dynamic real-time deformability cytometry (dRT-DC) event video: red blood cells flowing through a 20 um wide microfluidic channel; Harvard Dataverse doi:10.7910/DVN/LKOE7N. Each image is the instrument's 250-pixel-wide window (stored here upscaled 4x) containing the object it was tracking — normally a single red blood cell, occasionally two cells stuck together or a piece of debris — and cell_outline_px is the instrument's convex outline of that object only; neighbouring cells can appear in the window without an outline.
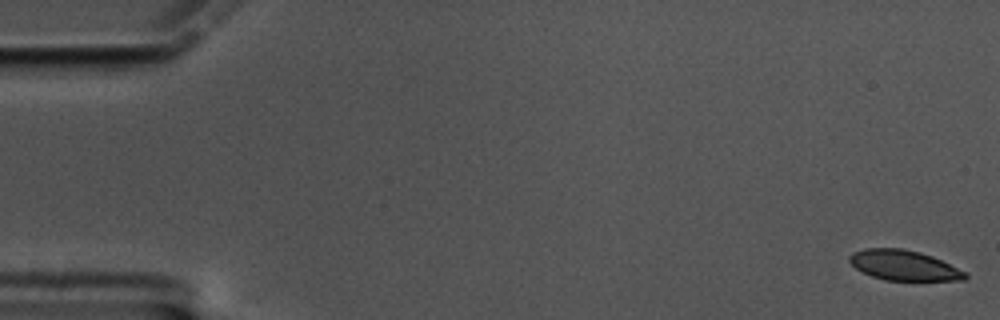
{"species": "common noctule bat (a hibernating species)", "species_latin": "Nyctalus noctula", "temperature_condition": "cold", "stored_images_in_passage": 59, "camera_frame_rate_fps": 3000, "um_per_image_px": 0.085, "animal": {"sex": "male", "body_mass_g": 17.5, "forearm_length_mm": 52.3}, "frame": {"image": 1, "passage_image": 1, "time_ms": 0.0, "image_size_px": [1000, 320], "cell_outline_px": [[968, 276], [964, 280], [884, 280], [872, 276], [856, 268], [848, 260], [848, 256], [852, 252], [864, 248], [900, 248], [920, 252], [932, 256], [968, 272]], "centroid_in_image_um": [76.83, 22.54], "position_along_channel_um": 8.2, "area_um2": 20.35}}
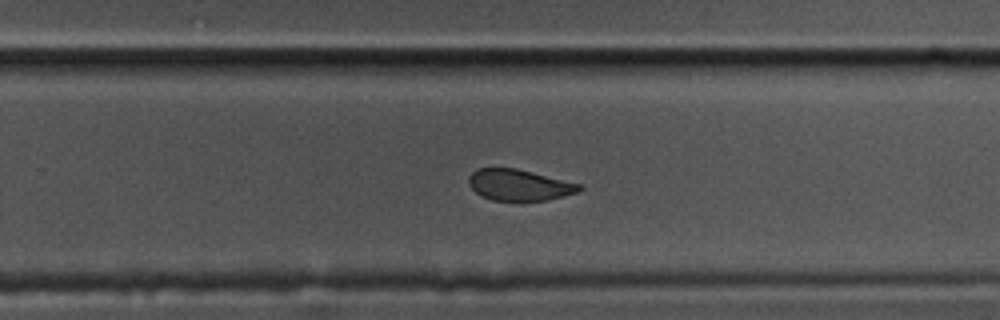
{"frame": {"image": 2, "passage_image": 38, "time_ms": 12.333, "image_size_px": [1000, 320], "cell_outline_px": [[584, 188], [580, 192], [548, 200], [492, 200], [476, 192], [468, 184], [468, 176], [476, 168], [516, 168], [580, 184]], "centroid_in_image_um": [44.14, 15.72], "position_along_channel_um": 285.7, "area_um2": 20.0}}
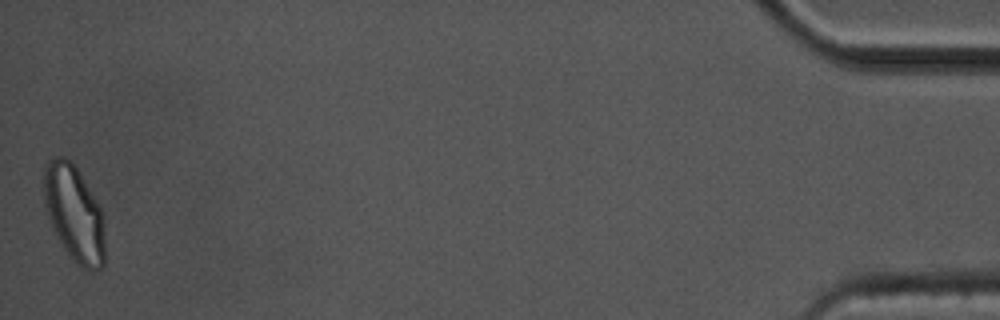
{"frame": {"image": 3, "passage_image": 59, "time_ms": 19.333, "image_size_px": [1000, 320], "cell_outline_px": [[104, 264], [100, 268], [84, 268], [76, 264], [60, 244], [48, 220], [40, 188], [44, 164], [48, 160], [56, 156], [64, 156], [72, 160], [96, 200], [104, 216]], "centroid_in_image_um": [6.23, 18.07], "position_along_channel_um": 429.0, "area_um2": 35.03}, "authors_computed_cell_mechanics": {"area_um2": 22.0218, "velocity_mm_per_s": 3.3841, "shape_relaxation_time_tau1_ms": 5.037, "shape_relaxation_time_tau2_ms": 1.7868, "deformation_change_tau1": 0.1129, "deformation_change_tau2": 0.0738}}